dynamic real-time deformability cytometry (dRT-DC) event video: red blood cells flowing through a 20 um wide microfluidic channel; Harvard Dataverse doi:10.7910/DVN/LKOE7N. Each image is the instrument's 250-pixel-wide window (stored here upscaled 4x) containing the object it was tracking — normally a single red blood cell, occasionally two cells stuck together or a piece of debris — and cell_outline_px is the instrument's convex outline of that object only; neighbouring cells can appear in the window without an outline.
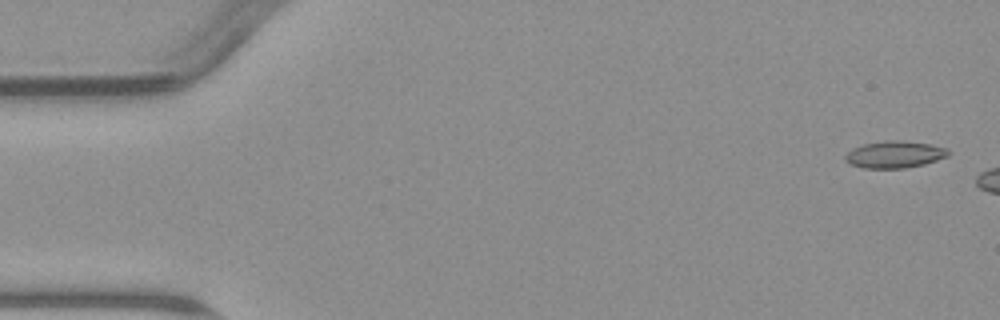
{"species": "common noctule bat (a hibernating species)", "species_latin": "Nyctalus noctula", "temperature_condition": "warm", "stored_images_in_passage": 7, "segment_of_instrument_passage": [1, 2], "camera_frame_rate_fps": 3000, "um_per_image_px": 0.085, "animal": {"sex": "male", "body_mass_g": 23.1, "forearm_length_mm": 52.7}, "frame": {"image": 1, "passage_image": 1, "time_ms": 0.0, "image_size_px": [1000, 320], "cell_outline_px": [[948, 156], [924, 164], [904, 168], [864, 168], [848, 164], [844, 160], [844, 156], [852, 148], [864, 144], [884, 140], [896, 140], [932, 144], [948, 148]], "centroid_in_image_um": [76.01, 13.13], "position_along_channel_um": 9.0, "area_um2": 16.24}}
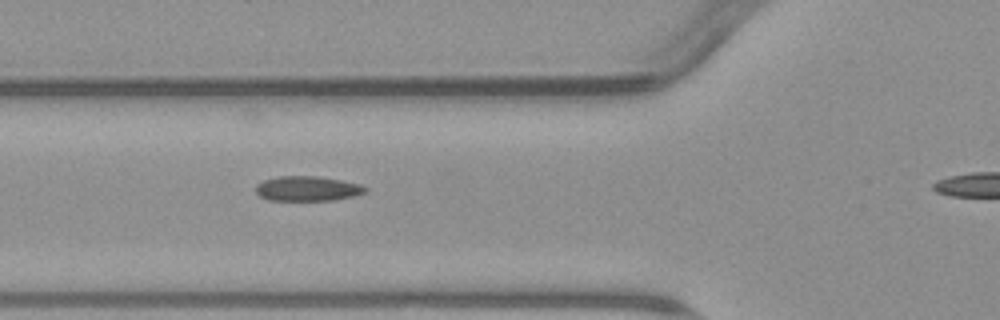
{"frame": {"image": 2, "passage_image": 6, "time_ms": 6.0, "image_size_px": [1000, 320], "cell_outline_px": [[368, 192], [352, 196], [332, 200], [268, 200], [260, 196], [256, 192], [256, 184], [264, 180], [276, 176], [316, 176], [340, 180], [360, 184], [368, 188]], "centroid_in_image_um": [26.12, 16.02], "position_along_channel_um": 99.7, "area_um2": 15.84}}